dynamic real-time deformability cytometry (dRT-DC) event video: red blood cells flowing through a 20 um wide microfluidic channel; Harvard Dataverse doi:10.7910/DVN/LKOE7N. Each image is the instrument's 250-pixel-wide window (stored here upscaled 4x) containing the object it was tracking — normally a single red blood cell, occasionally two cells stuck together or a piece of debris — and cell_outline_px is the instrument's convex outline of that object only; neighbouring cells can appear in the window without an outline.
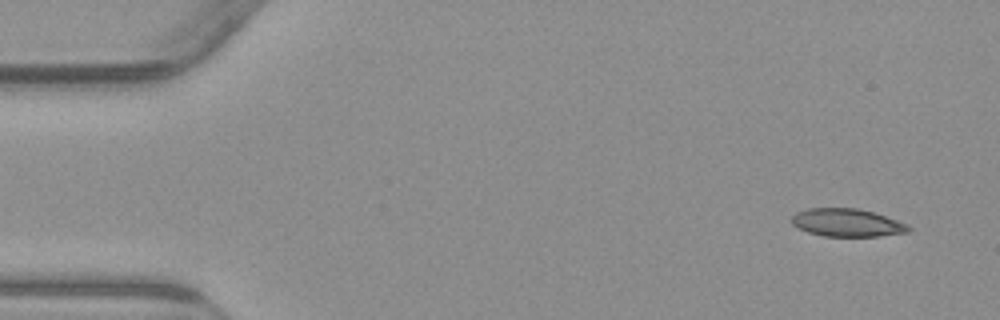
{"species": "common noctule bat (a hibernating species)", "species_latin": "Nyctalus noctula", "temperature_condition": "warm", "stored_images_in_passage": 51, "camera_frame_rate_fps": 3000, "um_per_image_px": 0.085, "animal": {"sex": "male", "body_mass_g": 23.1, "forearm_length_mm": 52.7}, "frame": {"image": 1, "passage_image": 1, "time_ms": 0.0, "image_size_px": [1000, 320], "cell_outline_px": [[912, 228], [908, 232], [880, 236], [824, 236], [808, 232], [792, 224], [792, 216], [796, 212], [808, 208], [856, 208], [872, 212], [908, 224]], "centroid_in_image_um": [72.0, 18.93], "position_along_channel_um": 13.0, "area_um2": 18.84}}
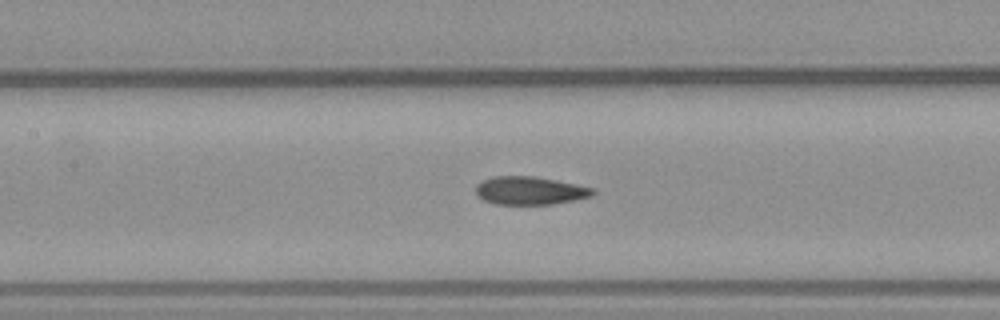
{"frame": {"image": 2, "passage_image": 22, "time_ms": 7.0, "image_size_px": [1000, 320], "cell_outline_px": [[596, 192], [592, 196], [552, 204], [496, 204], [484, 200], [476, 196], [476, 184], [492, 176], [536, 176], [596, 188]], "centroid_in_image_um": [45.04, 16.19], "position_along_channel_um": 162.4, "area_um2": 19.25}}
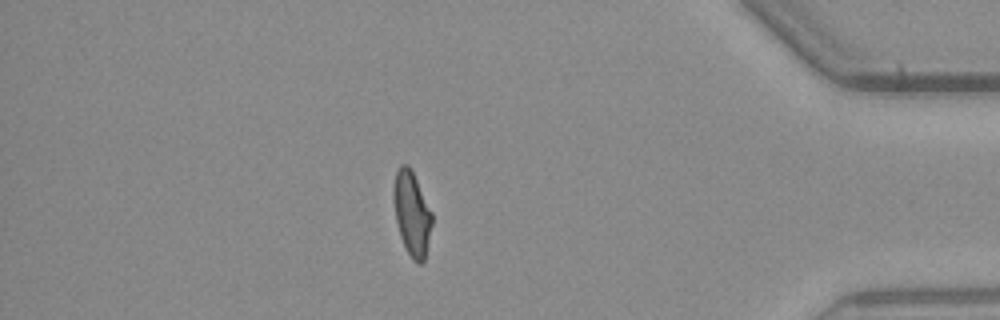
{"frame": {"image": 3, "passage_image": 44, "time_ms": 14.333, "image_size_px": [1000, 320], "cell_outline_px": [[432, 224], [424, 260], [420, 264], [416, 264], [412, 260], [400, 236], [396, 220], [392, 196], [392, 192], [396, 172], [400, 164], [408, 164], [432, 212]], "centroid_in_image_um": [34.99, 18.15], "position_along_channel_um": 400.2, "area_um2": 18.67}, "authors_computed_cell_mechanics": {"area_um2": 19.652, "velocity_mm_per_s": 3.8258, "shape_relaxation_time_tau1_ms": null, "shape_relaxation_time_tau2_ms": 1.9221, "deformation_change_tau1": null, "deformation_change_tau2": 0.0974}}